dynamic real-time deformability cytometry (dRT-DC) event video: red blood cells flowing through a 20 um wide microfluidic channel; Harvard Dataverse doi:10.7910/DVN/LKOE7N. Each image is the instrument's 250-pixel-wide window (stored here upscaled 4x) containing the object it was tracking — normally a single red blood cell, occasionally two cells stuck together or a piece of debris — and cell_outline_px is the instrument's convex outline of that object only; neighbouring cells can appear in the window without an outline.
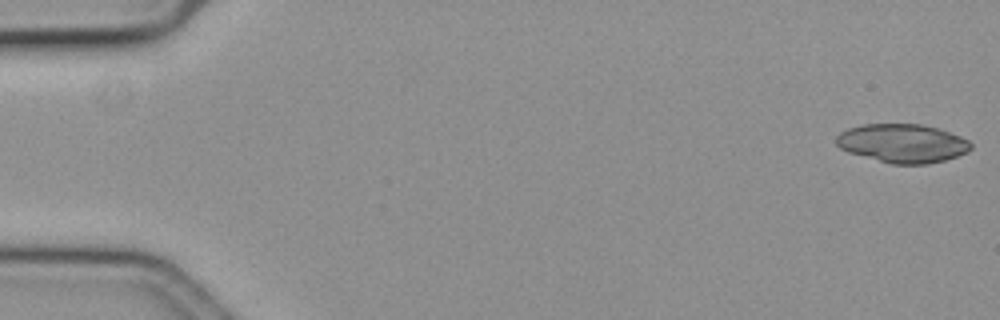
{"species": "common noctule bat (a hibernating species)", "species_latin": "Nyctalus noctula", "temperature_condition": "cold", "stored_images_in_passage": 57, "segment_of_instrument_passage": [1, 2], "camera_frame_rate_fps": 3000, "um_per_image_px": 0.085, "animal": {"sex": "female", "body_mass_g": 19.3, "forearm_length_mm": 54.1}, "frame": {"image": 1, "passage_image": 1, "time_ms": 0.0, "image_size_px": [1000, 320], "cell_outline_px": [[972, 148], [968, 152], [944, 160], [928, 164], [892, 164], [848, 152], [840, 148], [836, 144], [836, 136], [840, 132], [848, 128], [860, 124], [920, 124], [940, 128], [960, 136], [968, 140], [972, 144]], "centroid_in_image_um": [76.71, 12.17], "position_along_channel_um": 8.3, "area_um2": 30.46}}